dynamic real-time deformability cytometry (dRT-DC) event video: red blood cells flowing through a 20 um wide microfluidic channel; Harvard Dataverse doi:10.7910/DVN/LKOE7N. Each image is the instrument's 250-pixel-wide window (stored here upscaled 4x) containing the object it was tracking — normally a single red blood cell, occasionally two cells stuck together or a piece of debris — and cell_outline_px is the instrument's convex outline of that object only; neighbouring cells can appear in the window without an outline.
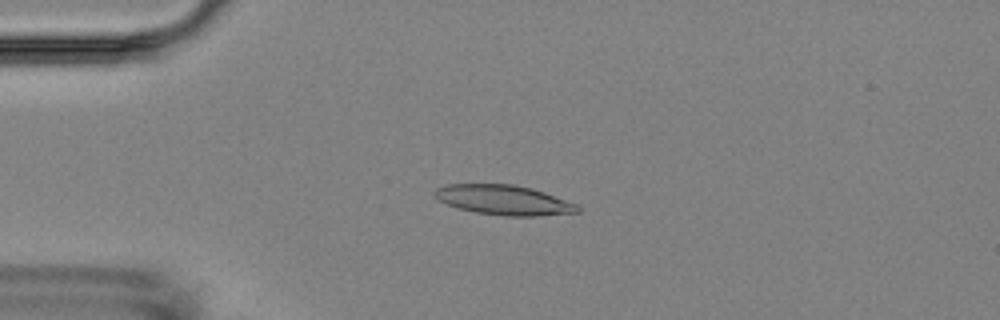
{"species": "Egyptian fruit bat (a non-hibernating species)", "species_latin": "Rousettus aegyptiacus", "temperature_condition": "room temperature", "stored_images_in_passage": 2, "camera_frame_rate_fps": 3000, "um_per_image_px": 0.085, "animal": {"sex": "female"}, "frame": {"image": 1, "passage_image": 1, "time_ms": 0.0, "image_size_px": [1000, 320], "cell_outline_px": [[580, 212], [536, 216], [504, 216], [476, 212], [460, 208], [448, 204], [440, 200], [432, 192], [436, 188], [448, 184], [512, 184], [532, 188], [580, 204]], "centroid_in_image_um": [42.88, 17.0], "position_along_channel_um": 42.1, "area_um2": 24.85}}
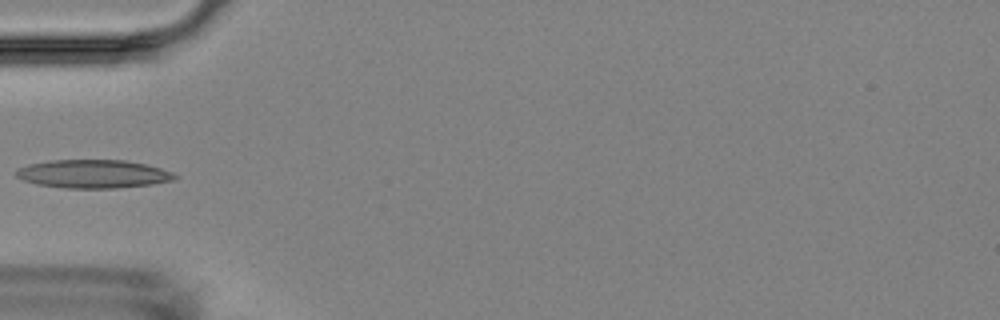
{"frame": {"image": 2, "passage_image": 2, "time_ms": 1.667, "image_size_px": [1000, 320], "cell_outline_px": [[176, 180], [152, 184], [116, 188], [64, 188], [36, 184], [24, 180], [16, 176], [16, 168], [28, 164], [52, 160], [124, 160], [148, 164], [172, 172], [176, 176]], "centroid_in_image_um": [7.92, 14.78], "position_along_channel_um": 77.1, "area_um2": 26.3}}